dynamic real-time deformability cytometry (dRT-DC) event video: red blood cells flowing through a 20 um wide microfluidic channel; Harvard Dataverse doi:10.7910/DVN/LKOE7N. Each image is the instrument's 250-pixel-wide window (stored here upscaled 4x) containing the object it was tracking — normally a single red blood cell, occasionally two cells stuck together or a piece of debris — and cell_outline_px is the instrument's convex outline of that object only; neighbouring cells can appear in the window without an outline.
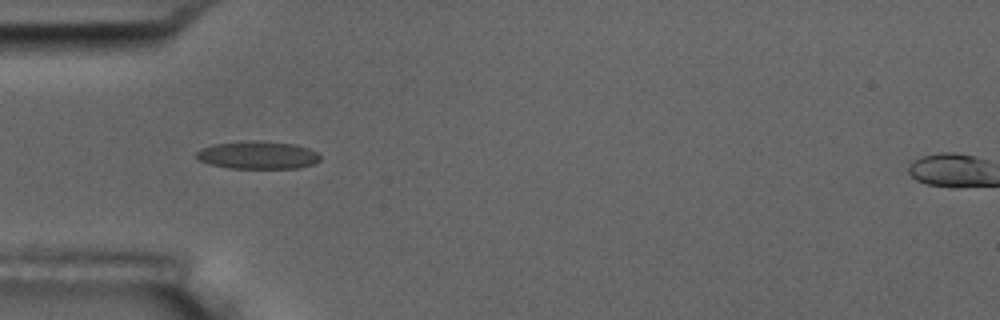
{"species": "common noctule bat (a hibernating species)", "species_latin": "Nyctalus noctula", "temperature_condition": "room temperature", "stored_images_in_passage": 5, "camera_frame_rate_fps": 3000, "um_per_image_px": 0.085, "animal": {"sex": "male", "body_mass_g": 17.5, "forearm_length_mm": 52.3}, "frame": {"image": 1, "passage_image": 4, "time_ms": 4.667, "image_size_px": [1000, 320], "cell_outline_px": [[320, 160], [312, 164], [296, 168], [228, 168], [208, 164], [200, 160], [196, 156], [196, 152], [200, 148], [212, 144], [248, 140], [260, 140], [296, 144], [308, 148], [316, 152], [320, 156]], "centroid_in_image_um": [21.88, 13.17], "position_along_channel_um": 63.1, "area_um2": 20.23}}